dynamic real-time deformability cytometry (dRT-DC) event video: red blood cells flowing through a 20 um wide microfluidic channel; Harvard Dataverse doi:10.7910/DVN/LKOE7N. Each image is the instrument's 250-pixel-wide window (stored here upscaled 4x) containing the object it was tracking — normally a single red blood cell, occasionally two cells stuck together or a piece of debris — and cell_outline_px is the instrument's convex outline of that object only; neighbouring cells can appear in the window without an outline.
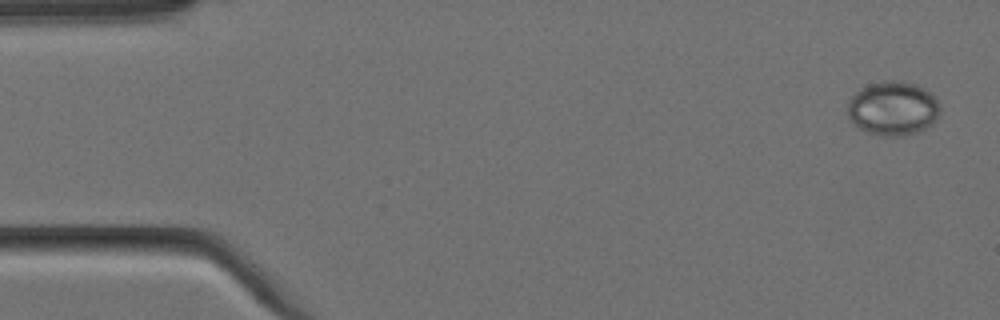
{"species": "Egyptian fruit bat (a non-hibernating species)", "species_latin": "Rousettus aegyptiacus", "temperature_condition": "cold", "stored_images_in_passage": 5, "camera_frame_rate_fps": 3000, "um_per_image_px": 0.085, "animal": {"sex": "female"}, "frame": {"image": 1, "passage_image": 1, "time_ms": 0.0, "image_size_px": [1000, 320], "cell_outline_px": [[940, 112], [936, 120], [932, 124], [920, 132], [900, 136], [884, 136], [868, 132], [860, 128], [848, 116], [848, 100], [860, 88], [868, 84], [884, 80], [892, 80], [916, 84], [932, 92], [936, 96], [940, 104]], "centroid_in_image_um": [75.94, 9.2], "position_along_channel_um": 9.1, "area_um2": 29.42}}